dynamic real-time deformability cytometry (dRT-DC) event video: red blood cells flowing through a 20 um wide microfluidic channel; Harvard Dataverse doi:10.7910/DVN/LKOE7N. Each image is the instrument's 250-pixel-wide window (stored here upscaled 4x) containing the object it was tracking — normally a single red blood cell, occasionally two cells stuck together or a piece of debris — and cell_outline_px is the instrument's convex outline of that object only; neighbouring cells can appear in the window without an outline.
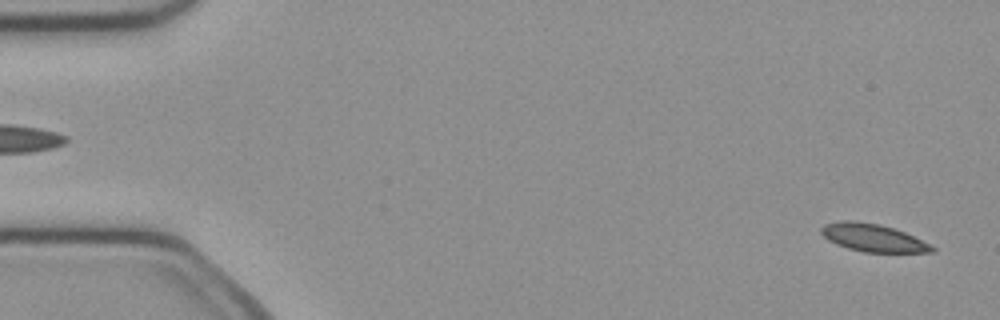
{"species": "common noctule bat (a hibernating species)", "species_latin": "Nyctalus noctula", "temperature_condition": "cold", "stored_images_in_passage": 52, "camera_frame_rate_fps": 3000, "um_per_image_px": 0.085, "animal": {"sex": "female", "body_mass_g": 21.9}, "frame": {"image": 1, "passage_image": 2, "time_ms": 0.333, "image_size_px": [1000, 320], "cell_outline_px": [[936, 252], [864, 252], [848, 248], [836, 244], [828, 240], [820, 232], [820, 228], [824, 224], [840, 220], [856, 220], [880, 224], [904, 232], [936, 248]], "centroid_in_image_um": [74.15, 20.2], "position_along_channel_um": 10.9, "area_um2": 17.8}}
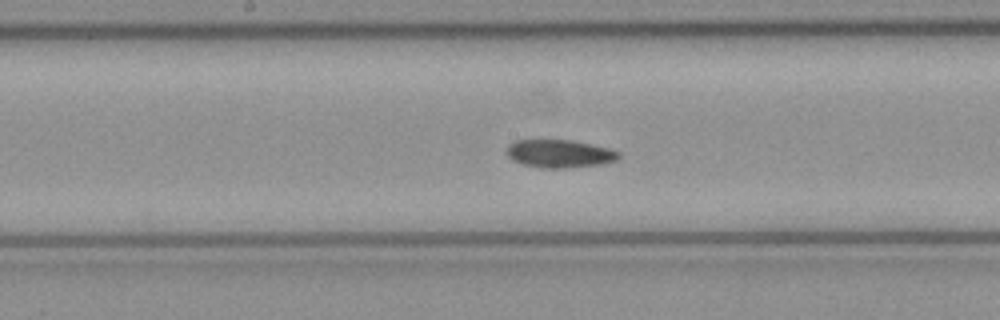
{"frame": {"image": 2, "passage_image": 26, "time_ms": 8.333, "image_size_px": [1000, 320], "cell_outline_px": [[620, 156], [616, 160], [604, 164], [564, 168], [544, 168], [524, 164], [512, 160], [508, 156], [508, 144], [516, 140], [572, 140], [592, 144], [608, 148], [620, 152]], "centroid_in_image_um": [47.59, 13.06], "position_along_channel_um": 200.6, "area_um2": 18.21}}
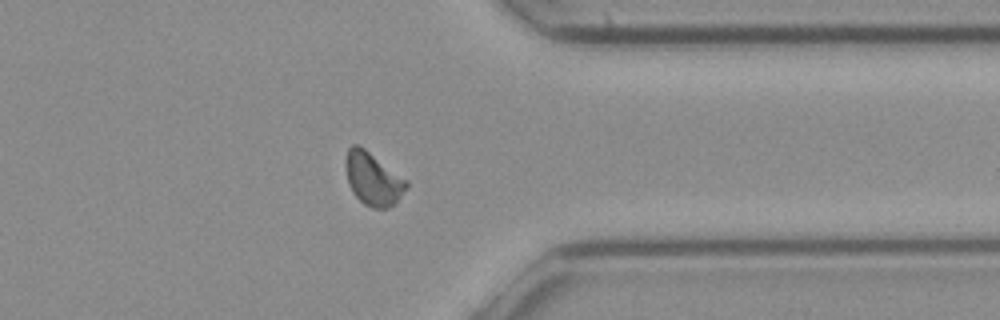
{"frame": {"image": 3, "passage_image": 40, "time_ms": 13.0, "image_size_px": [1000, 320], "cell_outline_px": [[408, 184], [396, 200], [388, 208], [372, 208], [364, 204], [352, 192], [348, 184], [344, 164], [344, 160], [348, 148], [352, 144], [356, 144], [364, 148], [408, 180]], "centroid_in_image_um": [31.65, 15.17], "position_along_channel_um": 379.7, "area_um2": 18.61}, "authors_computed_cell_mechanics": {"area_um2": 18.207, "velocity_mm_per_s": 4.0125, "shape_relaxation_time_tau1_ms": 5.4254, "shape_relaxation_time_tau2_ms": 3.541, "deformation_change_tau1": 0.1293, "deformation_change_tau2": 0.083}}